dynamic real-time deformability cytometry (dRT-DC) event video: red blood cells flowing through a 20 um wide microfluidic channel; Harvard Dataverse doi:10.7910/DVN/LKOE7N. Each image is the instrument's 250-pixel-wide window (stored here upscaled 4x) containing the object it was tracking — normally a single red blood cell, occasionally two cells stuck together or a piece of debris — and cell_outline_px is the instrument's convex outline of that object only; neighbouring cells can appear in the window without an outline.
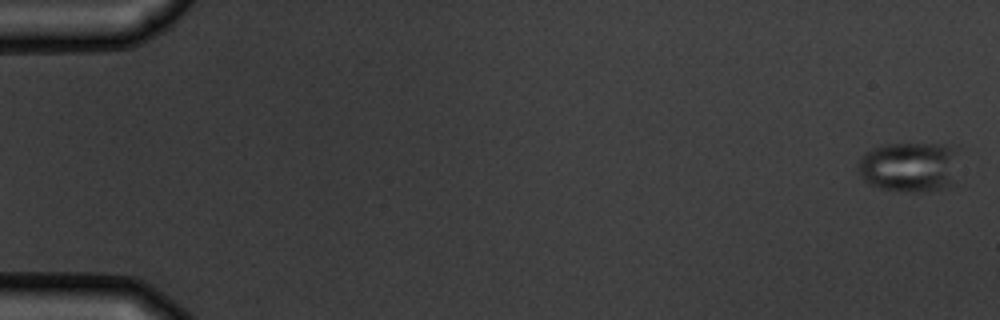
{"species": "common noctule bat (a hibernating species)", "species_latin": "Nyctalus noctula", "temperature_condition": "warm", "stored_images_in_passage": 3, "camera_frame_rate_fps": 3000, "um_per_image_px": 0.085, "animal": {"sex": "male", "body_mass_g": 19.5, "forearm_length_mm": 54.6}, "frame": {"image": 1, "passage_image": 1, "time_ms": 0.0, "image_size_px": [1000, 320], "cell_outline_px": [[956, 184], [944, 188], [928, 192], [912, 192], [880, 188], [868, 184], [860, 176], [856, 168], [860, 156], [864, 152], [884, 144], [944, 144], [952, 148]], "centroid_in_image_um": [77.22, 14.21], "position_along_channel_um": 7.8, "area_um2": 29.54}}